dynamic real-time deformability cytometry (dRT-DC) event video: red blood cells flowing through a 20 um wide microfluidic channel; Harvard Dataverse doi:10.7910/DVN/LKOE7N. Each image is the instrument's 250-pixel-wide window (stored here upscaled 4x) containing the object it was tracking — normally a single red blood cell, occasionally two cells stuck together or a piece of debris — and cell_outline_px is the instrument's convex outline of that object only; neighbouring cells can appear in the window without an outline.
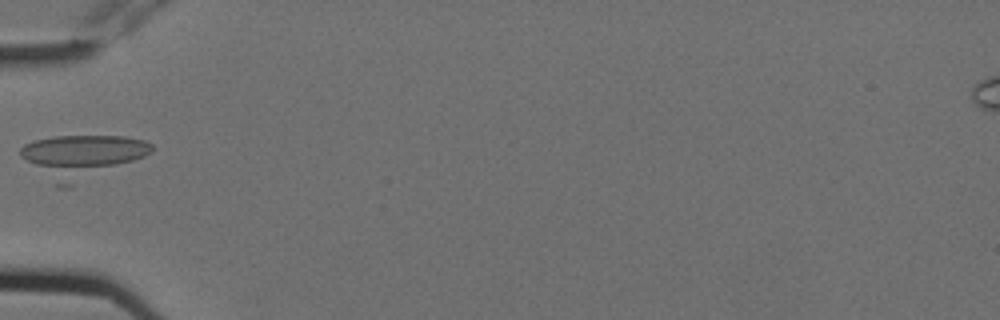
{"species": "Egyptian fruit bat (a non-hibernating species)", "species_latin": "Rousettus aegyptiacus", "temperature_condition": "cold", "stored_images_in_passage": 6, "camera_frame_rate_fps": 3000, "um_per_image_px": 0.085, "animal": {"sex": "female"}, "frame": {"image": 1, "passage_image": 5, "time_ms": 1.333, "image_size_px": [1000, 320], "cell_outline_px": [[152, 148], [144, 156], [72, 188], [56, 188], [20, 156], [20, 148], [24, 144], [32, 140], [52, 136], [124, 136], [144, 140], [152, 144]], "centroid_in_image_um": [6.87, 13.33], "position_along_channel_um": 78.1, "area_um2": 33.47}}
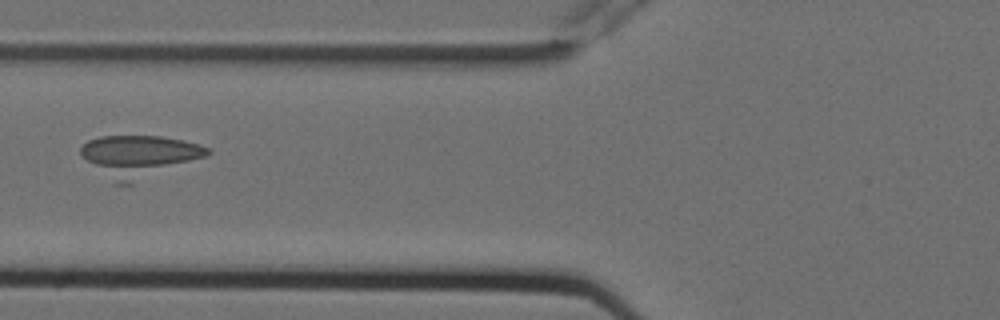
{"frame": {"image": 2, "passage_image": 6, "time_ms": 1.667, "image_size_px": [1000, 320], "cell_outline_px": [[212, 152], [208, 156], [132, 184], [116, 184], [80, 156], [80, 148], [88, 140], [100, 136], [160, 136], [184, 140], [200, 144], [212, 148]], "centroid_in_image_um": [11.87, 13.27], "position_along_channel_um": 113.9, "area_um2": 31.04}}